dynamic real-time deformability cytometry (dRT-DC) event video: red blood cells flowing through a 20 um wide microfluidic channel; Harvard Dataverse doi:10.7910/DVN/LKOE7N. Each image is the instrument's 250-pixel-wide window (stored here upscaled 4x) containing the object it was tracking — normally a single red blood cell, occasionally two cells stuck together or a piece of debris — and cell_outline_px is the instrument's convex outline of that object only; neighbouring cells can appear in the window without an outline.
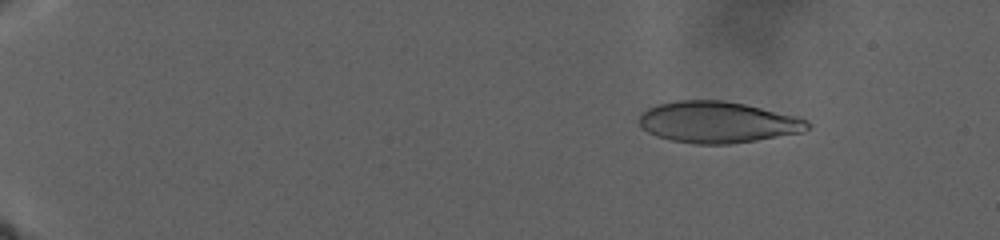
{"species": "human", "species_latin": "Homo sapiens", "temperature_condition": "warm", "stored_images_in_passage": 95, "camera_frame_rate_fps": 3000, "um_per_image_px": 0.085, "donor": {"sex": "male"}, "frame": {"image": 1, "passage_image": 39, "time_ms": 6.0, "image_size_px": [1000, 240], "cell_outline_px": [[812, 124], [804, 132], [732, 144], [692, 144], [668, 140], [656, 136], [648, 132], [640, 124], [640, 112], [656, 104], [676, 100], [724, 100], [744, 104], [800, 116], [808, 120]], "centroid_in_image_um": [61.03, 10.38], "position_along_channel_um": 24.0, "area_um2": 41.04}}
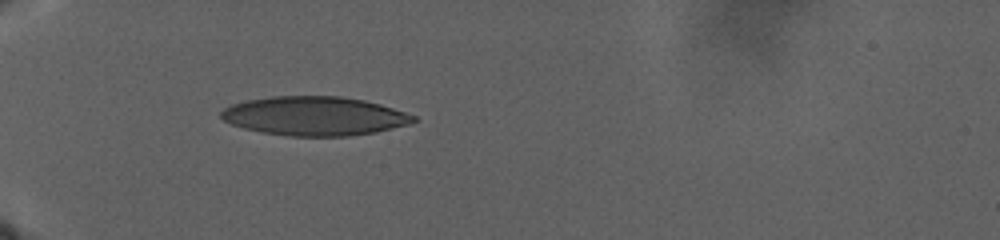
{"frame": {"image": 2, "passage_image": 94, "time_ms": 14.667, "image_size_px": [1000, 240], "cell_outline_px": [[420, 120], [408, 124], [376, 132], [348, 136], [288, 136], [260, 132], [244, 128], [232, 124], [224, 120], [220, 116], [220, 112], [224, 108], [232, 104], [248, 100], [272, 96], [340, 96], [364, 100], [380, 104], [416, 116]], "centroid_in_image_um": [26.73, 9.86], "position_along_channel_um": 58.3, "area_um2": 43.7}}